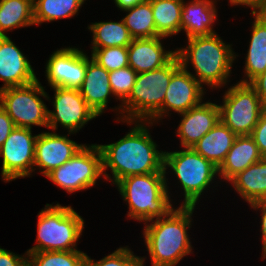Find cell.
<instances>
[{
	"mask_svg": "<svg viewBox=\"0 0 266 266\" xmlns=\"http://www.w3.org/2000/svg\"><path fill=\"white\" fill-rule=\"evenodd\" d=\"M134 122L132 130L119 141L98 145L102 152L103 178L115 185L131 175L166 172L164 152L156 149L157 145L146 128L148 121ZM107 168H110L113 179L105 172Z\"/></svg>",
	"mask_w": 266,
	"mask_h": 266,
	"instance_id": "6da1fadb",
	"label": "cell"
},
{
	"mask_svg": "<svg viewBox=\"0 0 266 266\" xmlns=\"http://www.w3.org/2000/svg\"><path fill=\"white\" fill-rule=\"evenodd\" d=\"M195 206H180L167 216L145 223V245L152 266H175L192 251L187 234ZM153 221V222H152Z\"/></svg>",
	"mask_w": 266,
	"mask_h": 266,
	"instance_id": "7a4b0ae2",
	"label": "cell"
},
{
	"mask_svg": "<svg viewBox=\"0 0 266 266\" xmlns=\"http://www.w3.org/2000/svg\"><path fill=\"white\" fill-rule=\"evenodd\" d=\"M187 40V48L176 50L181 65L187 68L188 63H191L196 73L193 77L201 85L205 83L212 89L225 85L237 56L234 55L231 45H226L217 33Z\"/></svg>",
	"mask_w": 266,
	"mask_h": 266,
	"instance_id": "3957f363",
	"label": "cell"
},
{
	"mask_svg": "<svg viewBox=\"0 0 266 266\" xmlns=\"http://www.w3.org/2000/svg\"><path fill=\"white\" fill-rule=\"evenodd\" d=\"M166 172L131 175L117 184L124 201L129 205L128 217L150 223L151 220L167 216L173 209L170 203Z\"/></svg>",
	"mask_w": 266,
	"mask_h": 266,
	"instance_id": "277c9868",
	"label": "cell"
},
{
	"mask_svg": "<svg viewBox=\"0 0 266 266\" xmlns=\"http://www.w3.org/2000/svg\"><path fill=\"white\" fill-rule=\"evenodd\" d=\"M181 66L177 54L164 66L138 73L132 92L121 104L122 122L149 121L163 106L172 74ZM126 113V114H125ZM125 114V115H124ZM125 117V118H124Z\"/></svg>",
	"mask_w": 266,
	"mask_h": 266,
	"instance_id": "5b68a950",
	"label": "cell"
},
{
	"mask_svg": "<svg viewBox=\"0 0 266 266\" xmlns=\"http://www.w3.org/2000/svg\"><path fill=\"white\" fill-rule=\"evenodd\" d=\"M37 226V244L27 252L70 251L77 250L84 220L71 206L46 204L38 213Z\"/></svg>",
	"mask_w": 266,
	"mask_h": 266,
	"instance_id": "8992f818",
	"label": "cell"
},
{
	"mask_svg": "<svg viewBox=\"0 0 266 266\" xmlns=\"http://www.w3.org/2000/svg\"><path fill=\"white\" fill-rule=\"evenodd\" d=\"M170 167L184 190L181 206H196L202 192L218 174V167L205 159L193 148L183 151L164 152V169Z\"/></svg>",
	"mask_w": 266,
	"mask_h": 266,
	"instance_id": "52a82bcc",
	"label": "cell"
},
{
	"mask_svg": "<svg viewBox=\"0 0 266 266\" xmlns=\"http://www.w3.org/2000/svg\"><path fill=\"white\" fill-rule=\"evenodd\" d=\"M39 95L49 99L37 79L28 85L0 89V105L13 120L15 127H48V108Z\"/></svg>",
	"mask_w": 266,
	"mask_h": 266,
	"instance_id": "ba28073f",
	"label": "cell"
},
{
	"mask_svg": "<svg viewBox=\"0 0 266 266\" xmlns=\"http://www.w3.org/2000/svg\"><path fill=\"white\" fill-rule=\"evenodd\" d=\"M265 104L249 83L231 86L219 105L220 120L237 136L251 135Z\"/></svg>",
	"mask_w": 266,
	"mask_h": 266,
	"instance_id": "9c48e42d",
	"label": "cell"
},
{
	"mask_svg": "<svg viewBox=\"0 0 266 266\" xmlns=\"http://www.w3.org/2000/svg\"><path fill=\"white\" fill-rule=\"evenodd\" d=\"M103 176L102 152L97 144L84 146L67 162L46 175L68 193L88 189Z\"/></svg>",
	"mask_w": 266,
	"mask_h": 266,
	"instance_id": "30bf717a",
	"label": "cell"
},
{
	"mask_svg": "<svg viewBox=\"0 0 266 266\" xmlns=\"http://www.w3.org/2000/svg\"><path fill=\"white\" fill-rule=\"evenodd\" d=\"M37 135L30 128L15 127L0 147L2 156V179L5 182L28 177L34 167Z\"/></svg>",
	"mask_w": 266,
	"mask_h": 266,
	"instance_id": "8fae6325",
	"label": "cell"
},
{
	"mask_svg": "<svg viewBox=\"0 0 266 266\" xmlns=\"http://www.w3.org/2000/svg\"><path fill=\"white\" fill-rule=\"evenodd\" d=\"M55 91L53 108L48 110V127L57 130L58 123L68 129L69 135L76 133L88 121L98 117L88 106L78 89L52 87Z\"/></svg>",
	"mask_w": 266,
	"mask_h": 266,
	"instance_id": "7c38bea8",
	"label": "cell"
},
{
	"mask_svg": "<svg viewBox=\"0 0 266 266\" xmlns=\"http://www.w3.org/2000/svg\"><path fill=\"white\" fill-rule=\"evenodd\" d=\"M187 69L181 65L172 74L170 84L165 93L163 106L147 124L151 123L153 125L154 121L161 120L167 111L169 113V111L173 110L181 114L202 102L205 93L203 85Z\"/></svg>",
	"mask_w": 266,
	"mask_h": 266,
	"instance_id": "4fadbf2b",
	"label": "cell"
},
{
	"mask_svg": "<svg viewBox=\"0 0 266 266\" xmlns=\"http://www.w3.org/2000/svg\"><path fill=\"white\" fill-rule=\"evenodd\" d=\"M46 77L51 87L79 89L87 68V54L78 48H62L49 57Z\"/></svg>",
	"mask_w": 266,
	"mask_h": 266,
	"instance_id": "5bb4252c",
	"label": "cell"
},
{
	"mask_svg": "<svg viewBox=\"0 0 266 266\" xmlns=\"http://www.w3.org/2000/svg\"><path fill=\"white\" fill-rule=\"evenodd\" d=\"M84 145L70 140L67 135L43 132L37 135L34 166L46 176L71 159Z\"/></svg>",
	"mask_w": 266,
	"mask_h": 266,
	"instance_id": "9a60e30c",
	"label": "cell"
},
{
	"mask_svg": "<svg viewBox=\"0 0 266 266\" xmlns=\"http://www.w3.org/2000/svg\"><path fill=\"white\" fill-rule=\"evenodd\" d=\"M0 80L7 87L24 86L37 80L27 57L8 36H0Z\"/></svg>",
	"mask_w": 266,
	"mask_h": 266,
	"instance_id": "2e32d148",
	"label": "cell"
},
{
	"mask_svg": "<svg viewBox=\"0 0 266 266\" xmlns=\"http://www.w3.org/2000/svg\"><path fill=\"white\" fill-rule=\"evenodd\" d=\"M180 115L177 135L183 148H192L220 120V109L212 102H201Z\"/></svg>",
	"mask_w": 266,
	"mask_h": 266,
	"instance_id": "e0dca14e",
	"label": "cell"
},
{
	"mask_svg": "<svg viewBox=\"0 0 266 266\" xmlns=\"http://www.w3.org/2000/svg\"><path fill=\"white\" fill-rule=\"evenodd\" d=\"M162 38H135L128 46V63L137 74L160 68L176 55L163 49Z\"/></svg>",
	"mask_w": 266,
	"mask_h": 266,
	"instance_id": "ac0fdd59",
	"label": "cell"
},
{
	"mask_svg": "<svg viewBox=\"0 0 266 266\" xmlns=\"http://www.w3.org/2000/svg\"><path fill=\"white\" fill-rule=\"evenodd\" d=\"M78 90L88 106L100 116L108 104L109 96L113 95L109 72L87 56L84 81Z\"/></svg>",
	"mask_w": 266,
	"mask_h": 266,
	"instance_id": "d6986e66",
	"label": "cell"
},
{
	"mask_svg": "<svg viewBox=\"0 0 266 266\" xmlns=\"http://www.w3.org/2000/svg\"><path fill=\"white\" fill-rule=\"evenodd\" d=\"M214 0H183L181 12V30H184L187 39L198 36H208L215 31L212 26L217 19Z\"/></svg>",
	"mask_w": 266,
	"mask_h": 266,
	"instance_id": "ffe728a7",
	"label": "cell"
},
{
	"mask_svg": "<svg viewBox=\"0 0 266 266\" xmlns=\"http://www.w3.org/2000/svg\"><path fill=\"white\" fill-rule=\"evenodd\" d=\"M262 158L258 146L250 135L237 136L225 160L218 167V176L230 182L234 176Z\"/></svg>",
	"mask_w": 266,
	"mask_h": 266,
	"instance_id": "44dd1931",
	"label": "cell"
},
{
	"mask_svg": "<svg viewBox=\"0 0 266 266\" xmlns=\"http://www.w3.org/2000/svg\"><path fill=\"white\" fill-rule=\"evenodd\" d=\"M236 137L237 135L219 120L192 148L219 167L225 160Z\"/></svg>",
	"mask_w": 266,
	"mask_h": 266,
	"instance_id": "7402d4cb",
	"label": "cell"
},
{
	"mask_svg": "<svg viewBox=\"0 0 266 266\" xmlns=\"http://www.w3.org/2000/svg\"><path fill=\"white\" fill-rule=\"evenodd\" d=\"M252 15L254 22L244 68L248 79L245 77L240 83H250L266 69V16L263 13Z\"/></svg>",
	"mask_w": 266,
	"mask_h": 266,
	"instance_id": "603a6c76",
	"label": "cell"
},
{
	"mask_svg": "<svg viewBox=\"0 0 266 266\" xmlns=\"http://www.w3.org/2000/svg\"><path fill=\"white\" fill-rule=\"evenodd\" d=\"M231 184L250 205L266 199V157L250 165L230 180Z\"/></svg>",
	"mask_w": 266,
	"mask_h": 266,
	"instance_id": "cb8c5ba5",
	"label": "cell"
},
{
	"mask_svg": "<svg viewBox=\"0 0 266 266\" xmlns=\"http://www.w3.org/2000/svg\"><path fill=\"white\" fill-rule=\"evenodd\" d=\"M148 1L151 3L156 32L160 37H171L181 31L183 0Z\"/></svg>",
	"mask_w": 266,
	"mask_h": 266,
	"instance_id": "d4e9b609",
	"label": "cell"
},
{
	"mask_svg": "<svg viewBox=\"0 0 266 266\" xmlns=\"http://www.w3.org/2000/svg\"><path fill=\"white\" fill-rule=\"evenodd\" d=\"M31 25H35L33 0H0V36Z\"/></svg>",
	"mask_w": 266,
	"mask_h": 266,
	"instance_id": "484cf974",
	"label": "cell"
},
{
	"mask_svg": "<svg viewBox=\"0 0 266 266\" xmlns=\"http://www.w3.org/2000/svg\"><path fill=\"white\" fill-rule=\"evenodd\" d=\"M93 33L92 48L128 47L133 41L123 19L119 22H96L88 26Z\"/></svg>",
	"mask_w": 266,
	"mask_h": 266,
	"instance_id": "4316f807",
	"label": "cell"
},
{
	"mask_svg": "<svg viewBox=\"0 0 266 266\" xmlns=\"http://www.w3.org/2000/svg\"><path fill=\"white\" fill-rule=\"evenodd\" d=\"M85 0H33L34 22L39 25L78 13Z\"/></svg>",
	"mask_w": 266,
	"mask_h": 266,
	"instance_id": "83f0119b",
	"label": "cell"
},
{
	"mask_svg": "<svg viewBox=\"0 0 266 266\" xmlns=\"http://www.w3.org/2000/svg\"><path fill=\"white\" fill-rule=\"evenodd\" d=\"M122 11L128 12L122 19L133 39L159 36L155 28L152 6L148 0Z\"/></svg>",
	"mask_w": 266,
	"mask_h": 266,
	"instance_id": "f1b7e54d",
	"label": "cell"
},
{
	"mask_svg": "<svg viewBox=\"0 0 266 266\" xmlns=\"http://www.w3.org/2000/svg\"><path fill=\"white\" fill-rule=\"evenodd\" d=\"M28 266H86L87 254L80 250L27 252Z\"/></svg>",
	"mask_w": 266,
	"mask_h": 266,
	"instance_id": "f546056e",
	"label": "cell"
},
{
	"mask_svg": "<svg viewBox=\"0 0 266 266\" xmlns=\"http://www.w3.org/2000/svg\"><path fill=\"white\" fill-rule=\"evenodd\" d=\"M91 58L108 72L129 66L128 47L92 48Z\"/></svg>",
	"mask_w": 266,
	"mask_h": 266,
	"instance_id": "4dcf8cb0",
	"label": "cell"
},
{
	"mask_svg": "<svg viewBox=\"0 0 266 266\" xmlns=\"http://www.w3.org/2000/svg\"><path fill=\"white\" fill-rule=\"evenodd\" d=\"M137 73L130 67L109 72V83L113 96L122 103L129 97L135 84Z\"/></svg>",
	"mask_w": 266,
	"mask_h": 266,
	"instance_id": "1f68e13d",
	"label": "cell"
},
{
	"mask_svg": "<svg viewBox=\"0 0 266 266\" xmlns=\"http://www.w3.org/2000/svg\"><path fill=\"white\" fill-rule=\"evenodd\" d=\"M133 254L129 248L120 247L96 262L87 255L86 266H144L145 258Z\"/></svg>",
	"mask_w": 266,
	"mask_h": 266,
	"instance_id": "d6a6232c",
	"label": "cell"
},
{
	"mask_svg": "<svg viewBox=\"0 0 266 266\" xmlns=\"http://www.w3.org/2000/svg\"><path fill=\"white\" fill-rule=\"evenodd\" d=\"M250 136L258 146L260 154L263 157H266V105L264 106L259 121Z\"/></svg>",
	"mask_w": 266,
	"mask_h": 266,
	"instance_id": "836d02e7",
	"label": "cell"
},
{
	"mask_svg": "<svg viewBox=\"0 0 266 266\" xmlns=\"http://www.w3.org/2000/svg\"><path fill=\"white\" fill-rule=\"evenodd\" d=\"M0 266H28V254L20 256L0 247Z\"/></svg>",
	"mask_w": 266,
	"mask_h": 266,
	"instance_id": "e575fe53",
	"label": "cell"
},
{
	"mask_svg": "<svg viewBox=\"0 0 266 266\" xmlns=\"http://www.w3.org/2000/svg\"><path fill=\"white\" fill-rule=\"evenodd\" d=\"M15 128L13 120L0 105V147Z\"/></svg>",
	"mask_w": 266,
	"mask_h": 266,
	"instance_id": "d590c367",
	"label": "cell"
},
{
	"mask_svg": "<svg viewBox=\"0 0 266 266\" xmlns=\"http://www.w3.org/2000/svg\"><path fill=\"white\" fill-rule=\"evenodd\" d=\"M251 207L253 209H261L262 211V215H261V232H262V247H263V253H262V259L266 258V199L265 200H261L258 202H255L253 204H251Z\"/></svg>",
	"mask_w": 266,
	"mask_h": 266,
	"instance_id": "8d00e7d4",
	"label": "cell"
},
{
	"mask_svg": "<svg viewBox=\"0 0 266 266\" xmlns=\"http://www.w3.org/2000/svg\"><path fill=\"white\" fill-rule=\"evenodd\" d=\"M266 105V69L249 83Z\"/></svg>",
	"mask_w": 266,
	"mask_h": 266,
	"instance_id": "74e56055",
	"label": "cell"
},
{
	"mask_svg": "<svg viewBox=\"0 0 266 266\" xmlns=\"http://www.w3.org/2000/svg\"><path fill=\"white\" fill-rule=\"evenodd\" d=\"M231 5H246L252 8V14L263 13L266 10V0H229Z\"/></svg>",
	"mask_w": 266,
	"mask_h": 266,
	"instance_id": "f35d334b",
	"label": "cell"
},
{
	"mask_svg": "<svg viewBox=\"0 0 266 266\" xmlns=\"http://www.w3.org/2000/svg\"><path fill=\"white\" fill-rule=\"evenodd\" d=\"M147 0H114L115 5L120 9V10H125L128 8H131L133 6H136L137 4H141Z\"/></svg>",
	"mask_w": 266,
	"mask_h": 266,
	"instance_id": "ab89813d",
	"label": "cell"
}]
</instances>
